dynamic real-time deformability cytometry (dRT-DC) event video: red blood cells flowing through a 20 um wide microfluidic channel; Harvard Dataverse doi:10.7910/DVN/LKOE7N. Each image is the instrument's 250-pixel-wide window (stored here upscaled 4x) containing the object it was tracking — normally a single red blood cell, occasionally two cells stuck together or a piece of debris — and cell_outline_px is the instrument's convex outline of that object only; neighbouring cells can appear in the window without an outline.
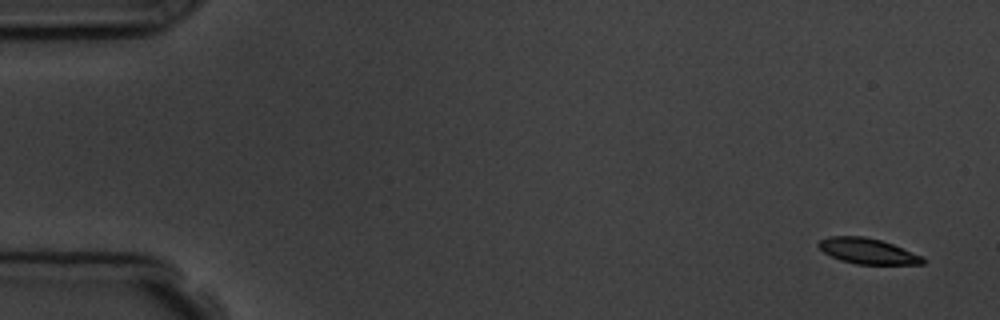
{"species": "common noctule bat (a hibernating species)", "species_latin": "Nyctalus noctula", "temperature_condition": "room temperature", "stored_images_in_passage": 6, "segment_of_instrument_passage": [1, 2], "camera_frame_rate_fps": 3000, "um_per_image_px": 0.085, "animal": {"sex": "male", "body_mass_g": 19.5, "forearm_length_mm": 54.6}, "frame": {"image": 1, "passage_image": 1, "time_ms": 0.0, "image_size_px": [1000, 320], "cell_outline_px": [[924, 264], [856, 264], [840, 260], [824, 252], [816, 244], [820, 240], [828, 236], [864, 236], [880, 240], [892, 244], [920, 256], [924, 260]], "centroid_in_image_um": [73.69, 21.33], "position_along_channel_um": 11.3, "area_um2": 15.26}}
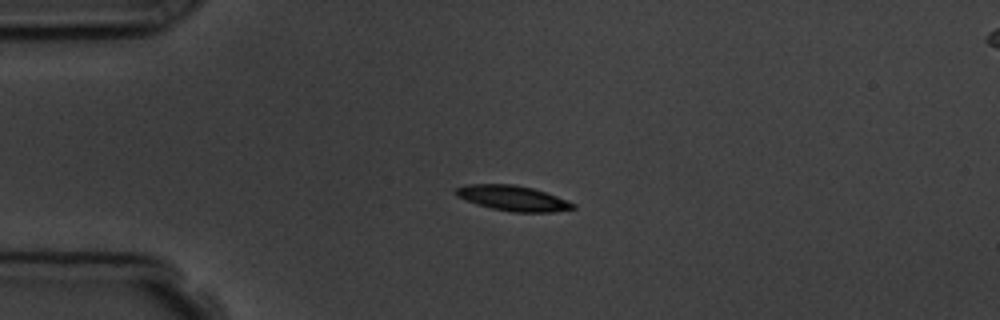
{"frame": {"image": 2, "passage_image": 4, "time_ms": 3.667, "image_size_px": [1000, 320], "cell_outline_px": [[576, 208], [552, 212], [512, 212], [492, 208], [476, 204], [456, 196], [452, 192], [456, 188], [468, 184], [512, 184], [532, 188], [556, 196], [576, 204]], "centroid_in_image_um": [43.56, 16.84], "position_along_channel_um": 41.4, "area_um2": 17.17}}